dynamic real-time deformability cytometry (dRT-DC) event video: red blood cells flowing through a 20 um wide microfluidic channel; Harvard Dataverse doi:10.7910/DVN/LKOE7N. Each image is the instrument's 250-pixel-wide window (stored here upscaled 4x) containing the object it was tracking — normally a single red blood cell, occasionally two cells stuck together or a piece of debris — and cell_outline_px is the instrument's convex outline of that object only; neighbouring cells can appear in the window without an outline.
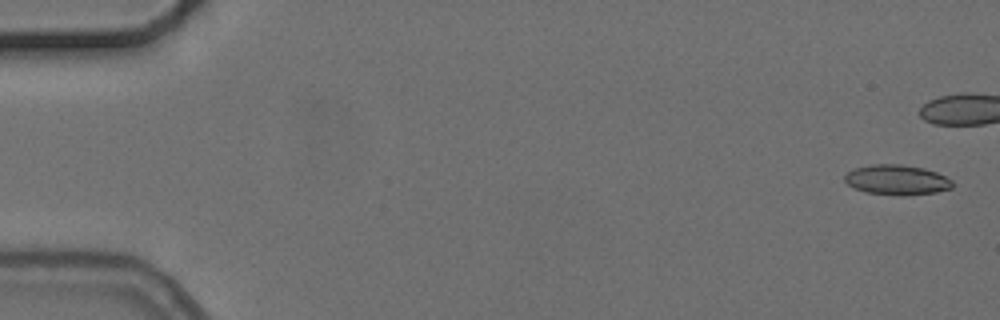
{"species": "common noctule bat (a hibernating species)", "species_latin": "Nyctalus noctula", "temperature_condition": "cold", "stored_images_in_passage": 4, "segment_of_instrument_passage": [2, 2], "camera_frame_rate_fps": 3000, "um_per_image_px": 0.085, "animal": {"sex": "female", "body_mass_g": 24.6, "forearm_length_mm": 56.2}, "frame": {"image": 1, "passage_image": 4, "time_ms": 4.667, "image_size_px": [1000, 320], "cell_outline_px": [[952, 188], [936, 192], [904, 196], [900, 196], [864, 192], [848, 184], [844, 180], [844, 176], [848, 172], [856, 168], [872, 164], [900, 164], [924, 168], [936, 172], [952, 180]], "centroid_in_image_um": [76.23, 15.29], "position_along_channel_um": 8.8, "area_um2": 18.84}}